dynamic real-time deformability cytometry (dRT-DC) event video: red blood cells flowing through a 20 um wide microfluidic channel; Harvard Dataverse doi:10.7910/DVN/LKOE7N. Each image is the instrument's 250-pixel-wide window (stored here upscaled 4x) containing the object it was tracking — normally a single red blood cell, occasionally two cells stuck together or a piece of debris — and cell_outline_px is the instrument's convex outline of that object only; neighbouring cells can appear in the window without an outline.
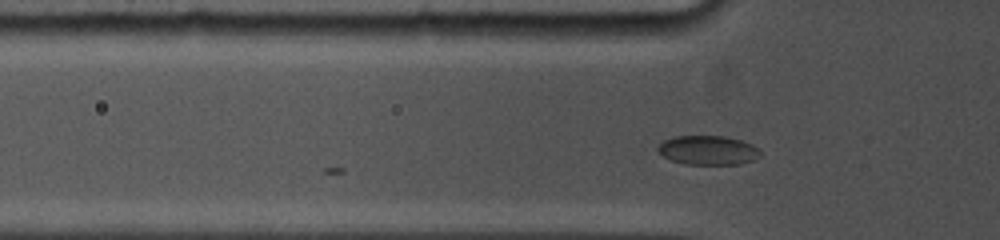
{"species": "common noctule bat (a hibernating species)", "species_latin": "Nyctalus noctula", "temperature_condition": "cold", "stored_images_in_passage": 3, "camera_frame_rate_fps": 5000, "um_per_image_px": 0.085, "animal": {"sex": "female", "body_mass_g": 19.0, "forearm_length_mm": 53.3}, "frame": {"image": 1, "passage_image": 3, "time_ms": 1.6, "image_size_px": [1000, 240], "cell_outline_px": [[760, 156], [752, 160], [740, 164], [684, 164], [672, 160], [664, 156], [656, 148], [664, 140], [672, 136], [724, 136], [740, 140], [752, 144], [760, 148]], "centroid_in_image_um": [60.19, 12.76], "position_along_channel_um": 65.6, "area_um2": 17.4}}